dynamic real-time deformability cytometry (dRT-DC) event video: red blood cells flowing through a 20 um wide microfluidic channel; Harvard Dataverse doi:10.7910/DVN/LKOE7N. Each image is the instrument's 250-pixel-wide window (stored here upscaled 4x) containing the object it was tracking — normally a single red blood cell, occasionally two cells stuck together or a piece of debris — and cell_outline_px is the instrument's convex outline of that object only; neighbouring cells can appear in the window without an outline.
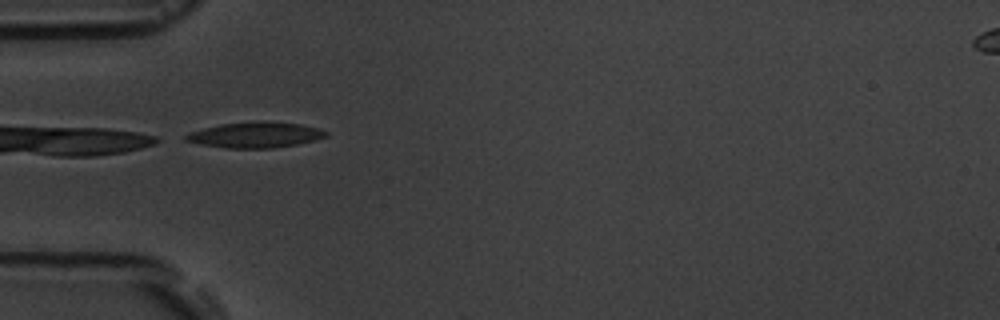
{"species": "common noctule bat (a hibernating species)", "species_latin": "Nyctalus noctula", "temperature_condition": "room temperature", "stored_images_in_passage": 4, "camera_frame_rate_fps": 3000, "um_per_image_px": 0.085, "animal": {"sex": "male", "body_mass_g": 19.5, "forearm_length_mm": 54.6}, "frame": {"image": 1, "passage_image": 3, "time_ms": 3.333, "image_size_px": [1000, 320], "cell_outline_px": [[328, 136], [316, 140], [296, 144], [272, 148], [224, 148], [200, 144], [184, 140], [184, 136], [188, 132], [220, 124], [260, 120], [264, 120], [300, 124], [320, 128], [328, 132]], "centroid_in_image_um": [21.71, 11.45], "position_along_channel_um": 63.3, "area_um2": 21.21}}
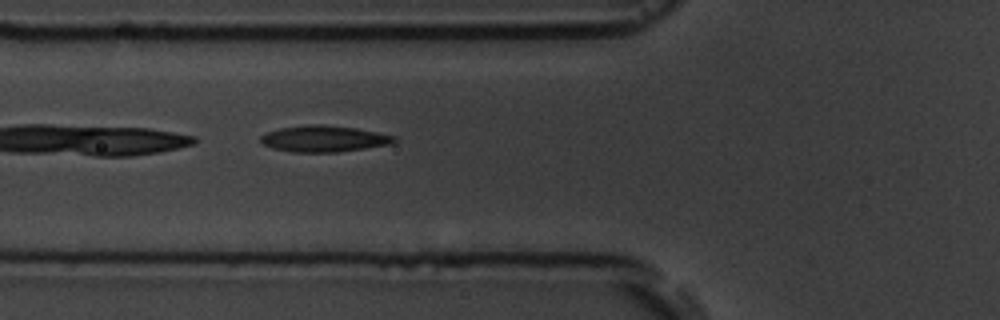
{"frame": {"image": 2, "passage_image": 4, "time_ms": 4.333, "image_size_px": [1000, 320], "cell_outline_px": [[396, 140], [392, 144], [336, 152], [292, 152], [272, 148], [264, 144], [260, 140], [260, 136], [268, 132], [280, 128], [308, 124], [320, 124], [356, 128], [396, 136]], "centroid_in_image_um": [27.53, 11.79], "position_along_channel_um": 98.3, "area_um2": 20.35}}